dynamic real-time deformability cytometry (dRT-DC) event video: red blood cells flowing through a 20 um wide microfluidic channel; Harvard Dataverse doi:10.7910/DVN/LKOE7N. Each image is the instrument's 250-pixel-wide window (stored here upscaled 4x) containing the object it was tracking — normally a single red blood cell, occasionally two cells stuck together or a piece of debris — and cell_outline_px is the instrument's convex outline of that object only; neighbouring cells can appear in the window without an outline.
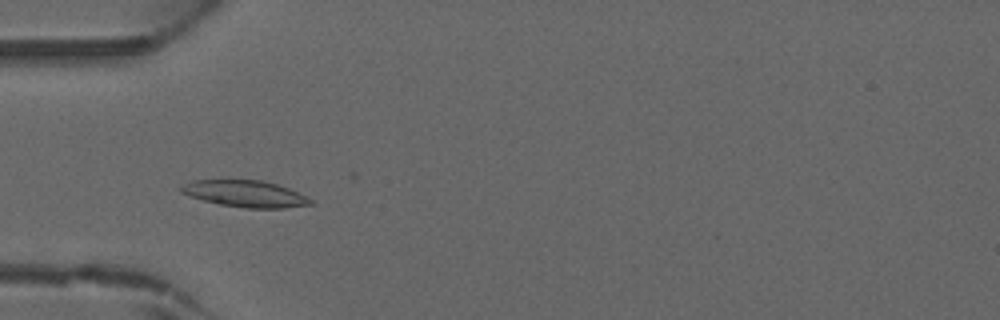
{"species": "common noctule bat (a hibernating species)", "species_latin": "Nyctalus noctula", "temperature_condition": "warm", "stored_images_in_passage": 16, "camera_frame_rate_fps": 3000, "um_per_image_px": 0.085, "animal": {"sex": "male", "forearm_length_mm": 52.5}, "frame": {"image": 1, "passage_image": 7, "time_ms": 2.0, "image_size_px": [1000, 320], "cell_outline_px": [[316, 204], [284, 208], [244, 208], [220, 204], [188, 196], [180, 192], [180, 188], [184, 184], [192, 180], [260, 180], [276, 184], [288, 188], [312, 200]], "centroid_in_image_um": [20.83, 16.47], "position_along_channel_um": 64.2, "area_um2": 19.94}}
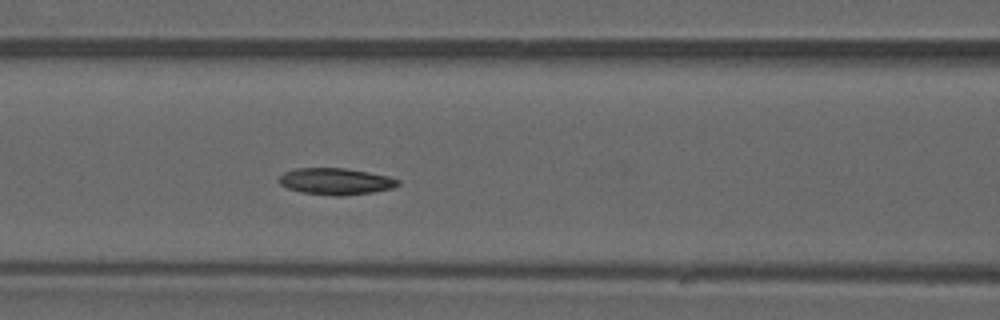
{"frame": {"image": 2, "passage_image": 12, "time_ms": 3.667, "image_size_px": [1000, 320], "cell_outline_px": [[400, 184], [392, 188], [372, 192], [340, 196], [332, 196], [300, 192], [288, 188], [280, 184], [276, 180], [284, 172], [296, 168], [344, 168], [368, 172], [388, 176], [400, 180]], "centroid_in_image_um": [28.51, 15.42], "position_along_channel_um": 138.1, "area_um2": 18.5}}
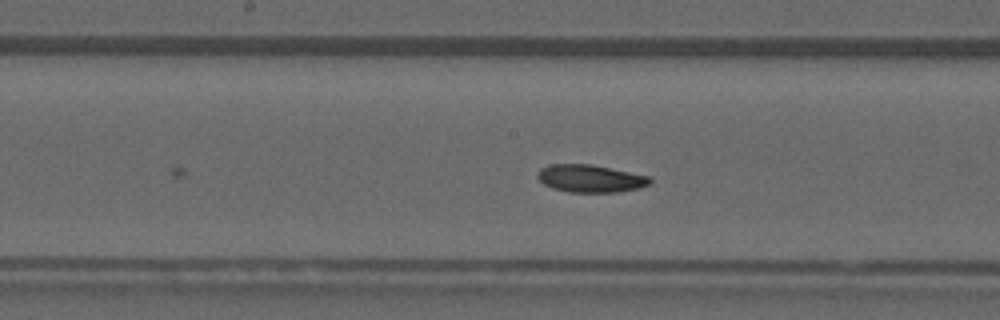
{"frame": {"image": 3, "passage_image": 16, "time_ms": 5.0, "image_size_px": [1000, 320], "cell_outline_px": [[652, 184], [640, 188], [620, 192], [568, 192], [552, 188], [544, 184], [536, 176], [536, 172], [540, 168], [552, 164], [592, 164], [648, 176], [652, 180]], "centroid_in_image_um": [50.18, 15.18], "position_along_channel_um": 198.0, "area_um2": 18.21}}